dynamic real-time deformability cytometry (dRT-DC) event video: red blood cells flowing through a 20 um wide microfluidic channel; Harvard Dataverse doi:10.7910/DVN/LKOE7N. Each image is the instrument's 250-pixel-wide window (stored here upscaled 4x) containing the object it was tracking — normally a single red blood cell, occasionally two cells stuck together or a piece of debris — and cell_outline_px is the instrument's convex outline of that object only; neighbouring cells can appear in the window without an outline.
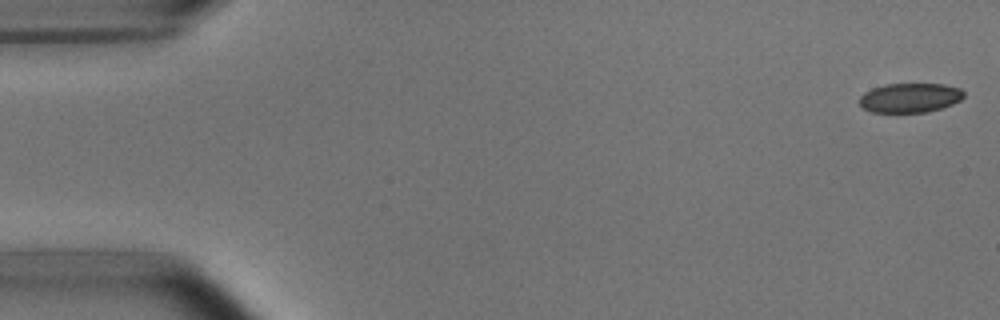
{"species": "common noctule bat (a hibernating species)", "species_latin": "Nyctalus noctula", "temperature_condition": "room temperature", "stored_images_in_passage": 20, "camera_frame_rate_fps": 3000, "um_per_image_px": 0.085, "animal": {"sex": "male", "body_mass_g": 15.6}, "frame": {"image": 1, "passage_image": 1, "time_ms": 0.0, "image_size_px": [1000, 320], "cell_outline_px": [[964, 96], [960, 100], [952, 104], [928, 112], [872, 112], [864, 108], [860, 104], [860, 96], [864, 92], [872, 88], [884, 84], [944, 84], [960, 88], [964, 92]], "centroid_in_image_um": [77.35, 8.3], "position_along_channel_um": 7.7, "area_um2": 17.86}}